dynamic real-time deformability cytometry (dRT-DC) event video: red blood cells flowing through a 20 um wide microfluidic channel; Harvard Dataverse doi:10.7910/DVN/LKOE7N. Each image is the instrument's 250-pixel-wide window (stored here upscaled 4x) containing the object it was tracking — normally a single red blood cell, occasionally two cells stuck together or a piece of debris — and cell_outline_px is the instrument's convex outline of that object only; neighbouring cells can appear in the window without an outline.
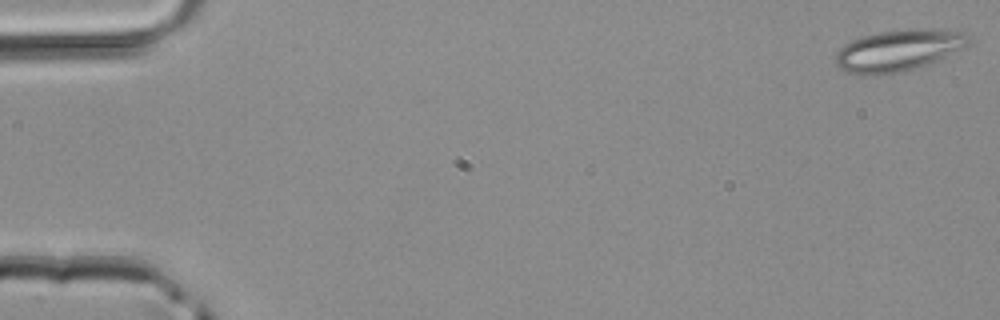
{"species": "common noctule bat (a hibernating species)", "species_latin": "Nyctalus noctula", "temperature_condition": "room temperature", "stored_images_in_passage": 4, "camera_frame_rate_fps": 3000, "um_per_image_px": 0.085, "animal": {"sex": "male", "body_mass_g": 20.4}, "frame": {"image": 1, "passage_image": 1, "time_ms": 0.0, "image_size_px": [1000, 320], "cell_outline_px": [[968, 44], [964, 48], [904, 72], [864, 76], [844, 72], [836, 64], [836, 52], [844, 44], [852, 40], [876, 32], [912, 28], [952, 28], [964, 32], [968, 36]], "centroid_in_image_um": [76.35, 4.26], "position_along_channel_um": 8.6, "area_um2": 32.43}}